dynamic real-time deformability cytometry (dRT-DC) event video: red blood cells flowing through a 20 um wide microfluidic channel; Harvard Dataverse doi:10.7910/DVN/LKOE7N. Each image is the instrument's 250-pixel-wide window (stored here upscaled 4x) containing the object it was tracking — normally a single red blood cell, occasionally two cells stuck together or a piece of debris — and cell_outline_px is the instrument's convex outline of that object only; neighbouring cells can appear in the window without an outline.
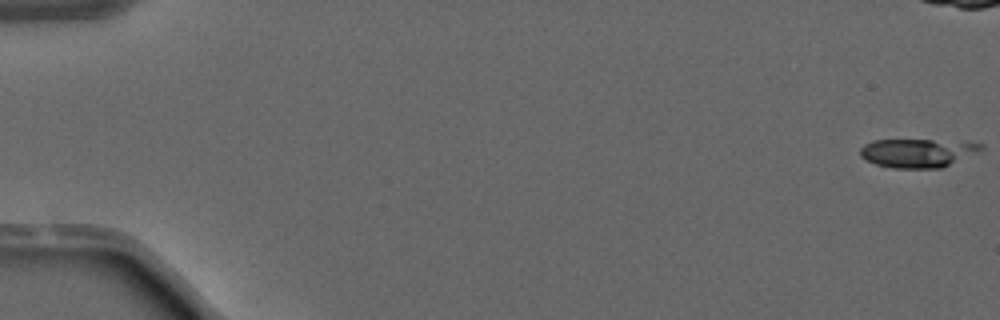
{"species": "common noctule bat (a hibernating species)", "species_latin": "Nyctalus noctula", "temperature_condition": "warm", "stored_images_in_passage": 4, "camera_frame_rate_fps": 3000, "um_per_image_px": 0.085, "animal": {"sex": "male", "forearm_length_mm": 52.5}, "frame": {"image": 1, "passage_image": 1, "time_ms": 0.0, "image_size_px": [1000, 320], "cell_outline_px": [[984, 148], [980, 152], [944, 168], [896, 168], [876, 164], [864, 160], [860, 156], [860, 148], [864, 144], [872, 140], [932, 140], [984, 144]], "centroid_in_image_um": [78.0, 13.01], "position_along_channel_um": 7.0, "area_um2": 20.35}}